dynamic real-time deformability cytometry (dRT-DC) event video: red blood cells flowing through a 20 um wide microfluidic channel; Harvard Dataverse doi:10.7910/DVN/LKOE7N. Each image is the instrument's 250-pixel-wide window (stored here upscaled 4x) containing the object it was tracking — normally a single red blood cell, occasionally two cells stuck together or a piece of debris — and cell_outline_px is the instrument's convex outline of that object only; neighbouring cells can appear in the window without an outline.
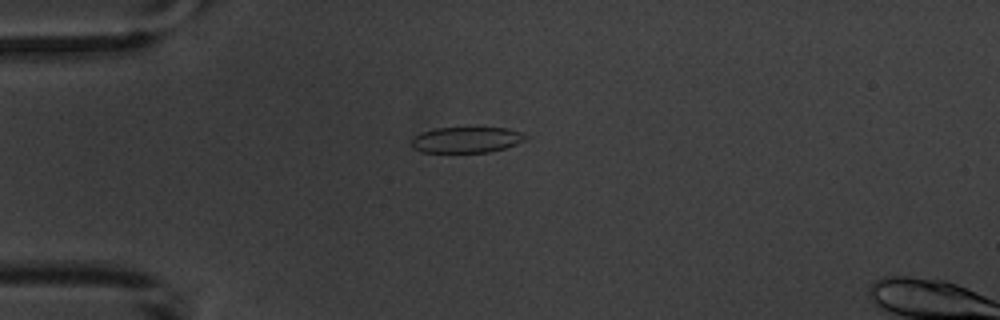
{"species": "common noctule bat (a hibernating species)", "species_latin": "Nyctalus noctula", "temperature_condition": "warm", "stored_images_in_passage": 5, "camera_frame_rate_fps": 3000, "um_per_image_px": 0.085, "animal": {"sex": "male", "body_mass_g": 20.1, "forearm_length_mm": 53.5}, "frame": {"image": 1, "passage_image": 3, "time_ms": 2.333, "image_size_px": [1000, 320], "cell_outline_px": [[528, 136], [524, 140], [516, 144], [504, 148], [488, 152], [420, 152], [412, 148], [408, 144], [408, 140], [412, 136], [420, 132], [436, 128], [508, 128], [520, 132]], "centroid_in_image_um": [39.54, 11.88], "position_along_channel_um": 45.5, "area_um2": 17.4}}
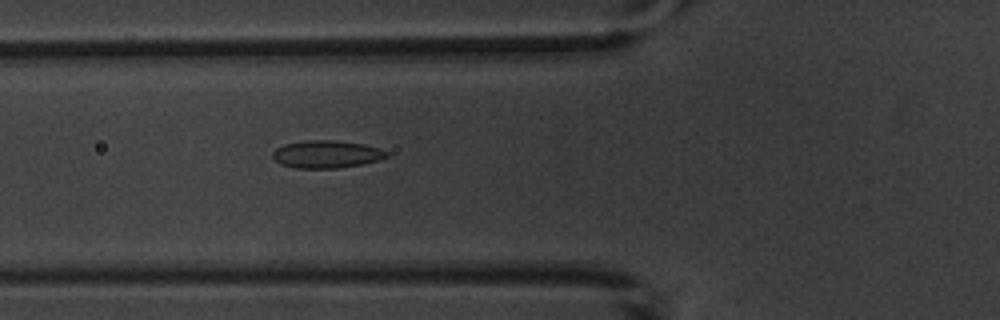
{"frame": {"image": 2, "passage_image": 5, "time_ms": 4.333, "image_size_px": [1000, 320], "cell_outline_px": [[392, 156], [380, 160], [364, 164], [336, 168], [296, 168], [280, 164], [272, 156], [272, 152], [276, 148], [284, 144], [308, 140], [332, 140], [364, 144], [380, 148], [388, 152]], "centroid_in_image_um": [27.8, 13.11], "position_along_channel_um": 98.0, "area_um2": 18.5}}